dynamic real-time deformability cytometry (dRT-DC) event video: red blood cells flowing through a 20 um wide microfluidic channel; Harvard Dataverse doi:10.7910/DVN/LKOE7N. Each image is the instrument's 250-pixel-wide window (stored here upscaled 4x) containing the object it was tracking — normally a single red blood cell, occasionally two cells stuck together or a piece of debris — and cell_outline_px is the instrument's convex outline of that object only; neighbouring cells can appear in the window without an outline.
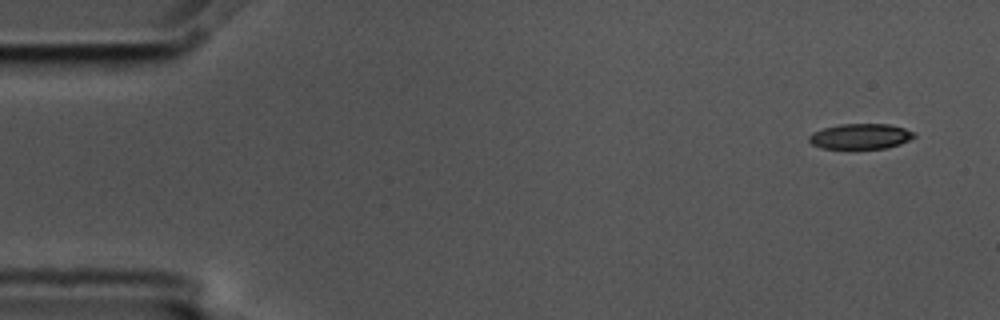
{"species": "common noctule bat (a hibernating species)", "species_latin": "Nyctalus noctula", "temperature_condition": "cold", "stored_images_in_passage": 7, "camera_frame_rate_fps": 3000, "um_per_image_px": 0.085, "animal": {"sex": "male", "body_mass_g": 17.5, "forearm_length_mm": 52.3}, "frame": {"image": 1, "passage_image": 1, "time_ms": 0.0, "image_size_px": [1000, 320], "cell_outline_px": [[916, 136], [900, 144], [884, 148], [820, 148], [812, 144], [808, 140], [808, 136], [812, 132], [824, 128], [840, 124], [888, 124], [904, 128], [916, 132]], "centroid_in_image_um": [73.13, 11.58], "position_along_channel_um": 11.9, "area_um2": 15.49}}
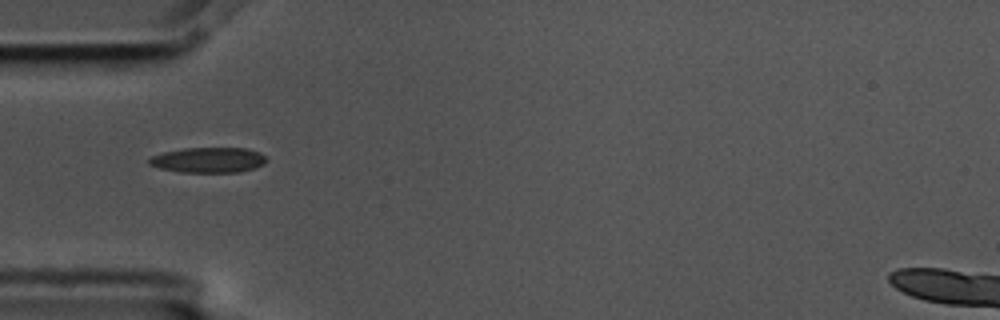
{"frame": {"image": 2, "passage_image": 5, "time_ms": 1.333, "image_size_px": [1000, 320], "cell_outline_px": [[268, 160], [264, 164], [256, 168], [240, 172], [180, 172], [160, 168], [148, 164], [148, 160], [152, 156], [164, 152], [184, 148], [248, 148], [260, 152]], "centroid_in_image_um": [17.75, 13.6], "position_along_channel_um": 67.2, "area_um2": 17.4}}